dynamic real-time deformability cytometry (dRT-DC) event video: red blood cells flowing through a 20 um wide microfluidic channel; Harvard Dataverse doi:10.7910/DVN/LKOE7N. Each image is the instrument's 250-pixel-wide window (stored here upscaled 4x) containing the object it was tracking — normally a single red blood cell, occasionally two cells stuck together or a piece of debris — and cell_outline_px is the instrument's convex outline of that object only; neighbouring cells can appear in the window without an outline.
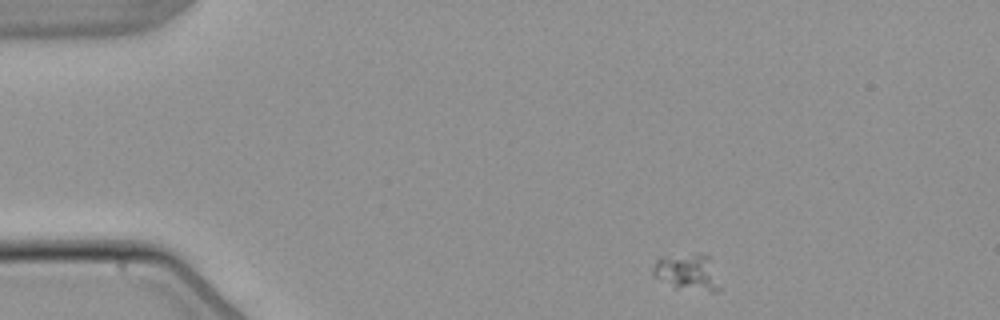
{"species": "common noctule bat (a hibernating species)", "species_latin": "Nyctalus noctula", "temperature_condition": "warm", "stored_images_in_passage": 3, "camera_frame_rate_fps": 3000, "um_per_image_px": 0.085, "animal": {"sex": "male", "body_mass_g": 21.5, "forearm_length_mm": 52.0}, "frame": {"image": 1, "passage_image": 1, "time_ms": 0.0, "image_size_px": [1000, 320], "cell_outline_px": [[720, 288], [716, 292], [712, 292], [676, 288], [652, 276], [652, 268], [656, 260], [660, 256], [692, 252], [700, 252], [712, 256]], "centroid_in_image_um": [58.44, 23.08], "position_along_channel_um": 26.6, "area_um2": 15.03}}
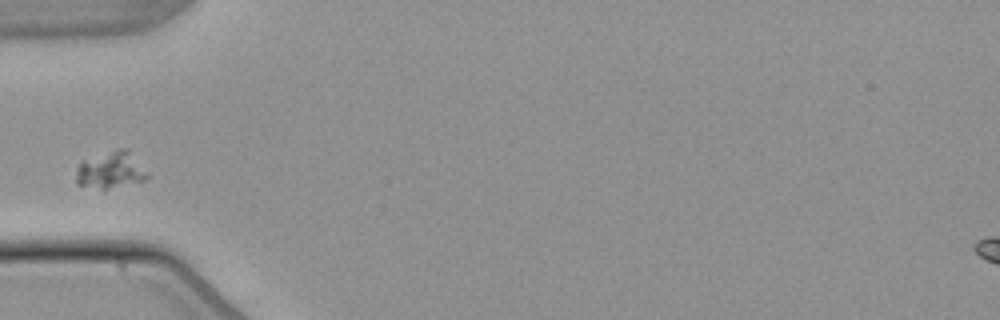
{"frame": {"image": 2, "passage_image": 3, "time_ms": 3.333, "image_size_px": [1000, 320], "cell_outline_px": [[148, 180], [104, 188], [76, 184], [76, 168], [80, 164], [120, 148], [128, 148], [148, 172]], "centroid_in_image_um": [9.48, 14.46], "position_along_channel_um": 75.5, "area_um2": 14.57}}